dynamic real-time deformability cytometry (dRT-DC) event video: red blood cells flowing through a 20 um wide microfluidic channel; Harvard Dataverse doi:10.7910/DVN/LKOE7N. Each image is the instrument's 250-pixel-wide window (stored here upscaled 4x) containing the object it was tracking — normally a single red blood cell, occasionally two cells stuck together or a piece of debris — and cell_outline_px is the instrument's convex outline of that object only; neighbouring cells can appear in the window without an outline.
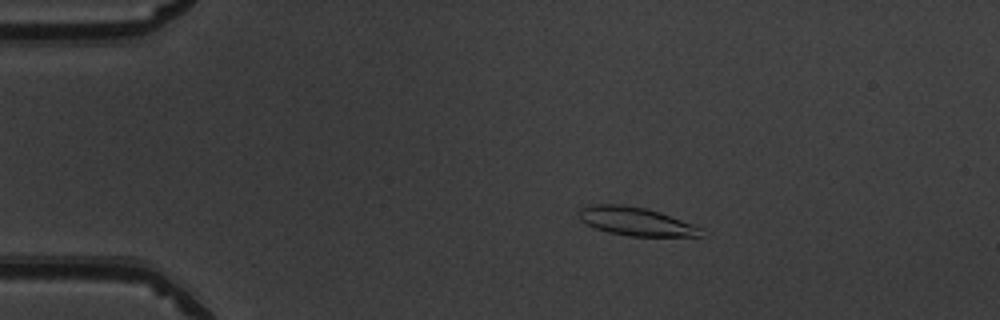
{"species": "common noctule bat (a hibernating species)", "species_latin": "Nyctalus noctula", "temperature_condition": "warm", "stored_images_in_passage": 44, "camera_frame_rate_fps": 3000, "um_per_image_px": 0.085, "animal": {"sex": "male", "body_mass_g": 19.5, "forearm_length_mm": 54.6}, "frame": {"image": 1, "passage_image": 10, "time_ms": 3.0, "image_size_px": [1000, 320], "cell_outline_px": [[708, 236], [628, 236], [608, 232], [596, 228], [580, 220], [576, 212], [580, 208], [588, 204], [620, 204], [644, 208], [660, 212], [692, 224], [700, 228]], "centroid_in_image_um": [54.02, 18.81], "position_along_channel_um": 31.0, "area_um2": 20.29}}
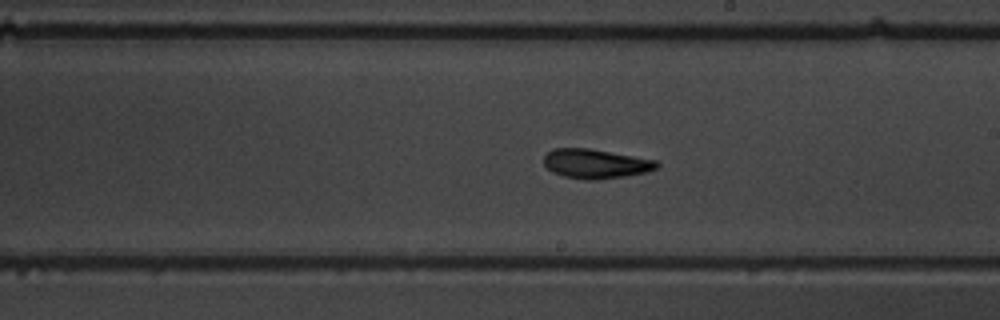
{"frame": {"image": 2, "passage_image": 30, "time_ms": 9.667, "image_size_px": [1000, 320], "cell_outline_px": [[660, 164], [656, 168], [648, 172], [624, 176], [596, 180], [584, 180], [564, 176], [552, 172], [544, 164], [544, 156], [552, 148], [588, 148], [656, 160]], "centroid_in_image_um": [50.62, 13.92], "position_along_channel_um": 238.4, "area_um2": 19.31}}
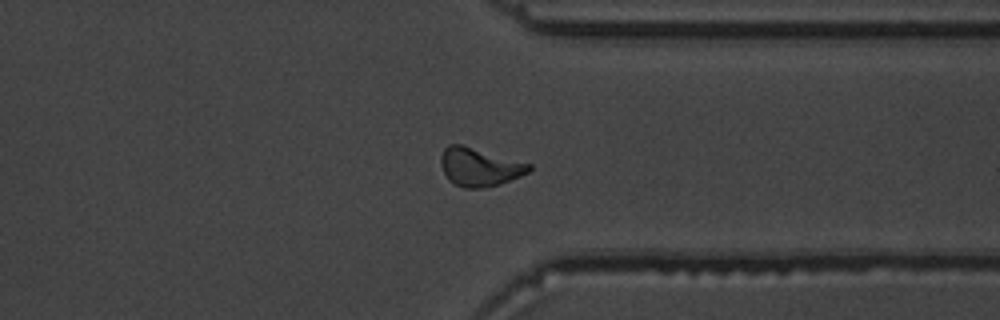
{"frame": {"image": 3, "passage_image": 40, "time_ms": 13.0, "image_size_px": [1000, 320], "cell_outline_px": [[532, 168], [528, 172], [520, 176], [500, 184], [484, 188], [464, 188], [448, 180], [440, 164], [440, 156], [444, 148], [448, 144], [460, 144], [532, 164]], "centroid_in_image_um": [40.74, 14.2], "position_along_channel_um": 370.7, "area_um2": 19.65}}